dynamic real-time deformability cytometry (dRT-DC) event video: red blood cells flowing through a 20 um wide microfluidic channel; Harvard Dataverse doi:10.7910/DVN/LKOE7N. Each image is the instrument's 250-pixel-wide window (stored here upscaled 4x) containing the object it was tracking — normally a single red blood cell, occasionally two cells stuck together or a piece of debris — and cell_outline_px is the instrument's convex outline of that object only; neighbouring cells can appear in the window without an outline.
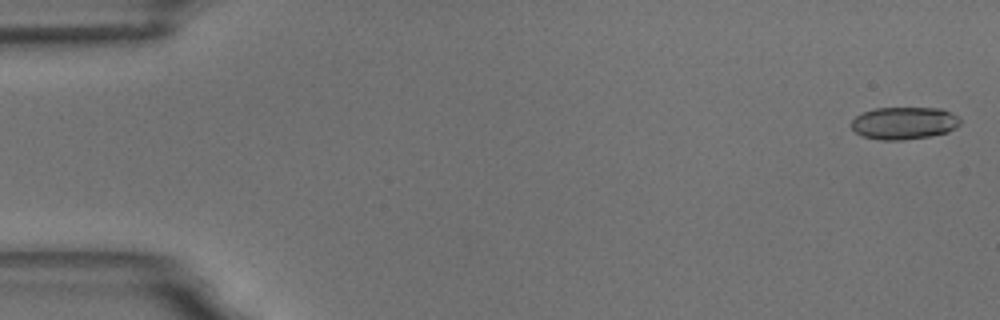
{"species": "common noctule bat (a hibernating species)", "species_latin": "Nyctalus noctula", "temperature_condition": "room temperature", "stored_images_in_passage": 58, "camera_frame_rate_fps": 3000, "um_per_image_px": 0.085, "animal": {"sex": "male", "body_mass_g": 18.8}, "frame": {"image": 1, "passage_image": 2, "time_ms": 0.333, "image_size_px": [1000, 320], "cell_outline_px": [[960, 124], [956, 128], [948, 132], [928, 136], [900, 140], [880, 140], [864, 136], [856, 132], [852, 128], [852, 120], [856, 116], [872, 108], [940, 108], [956, 116], [960, 120]], "centroid_in_image_um": [76.83, 10.46], "position_along_channel_um": 8.2, "area_um2": 20.35}}
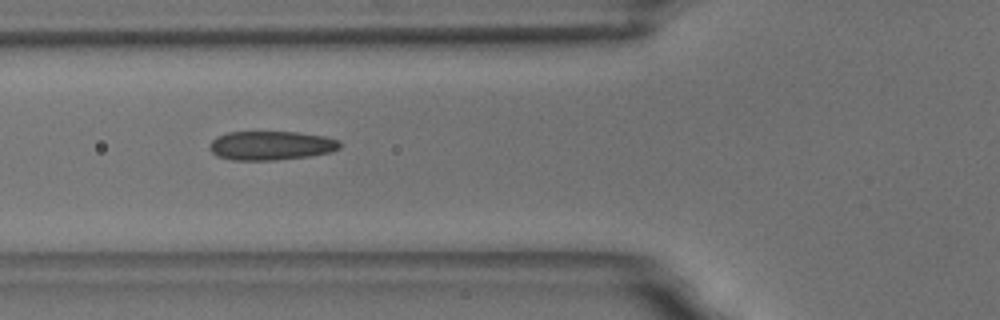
{"frame": {"image": 2, "passage_image": 22, "time_ms": 7.0, "image_size_px": [1000, 320], "cell_outline_px": [[340, 148], [332, 152], [308, 156], [276, 160], [232, 160], [216, 156], [208, 148], [208, 144], [216, 136], [228, 132], [296, 132], [324, 136], [340, 140]], "centroid_in_image_um": [23.01, 12.37], "position_along_channel_um": 102.8, "area_um2": 22.2}}
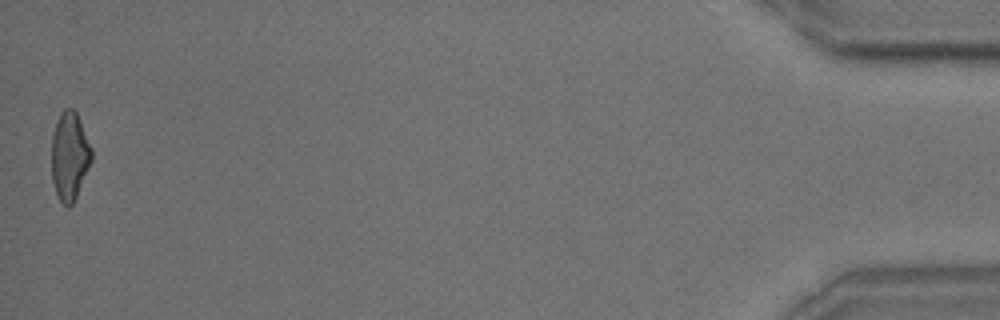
{"frame": {"image": 3, "passage_image": 58, "time_ms": 19.0, "image_size_px": [1000, 320], "cell_outline_px": [[92, 160], [76, 196], [72, 204], [68, 208], [60, 200], [56, 192], [52, 180], [52, 132], [56, 120], [60, 112], [64, 108], [72, 108], [76, 112], [92, 148]], "centroid_in_image_um": [5.91, 13.23], "position_along_channel_um": 429.3, "area_um2": 20.52}, "authors_computed_cell_mechanics": {"area_um2": 21.6172, "velocity_mm_per_s": 3.5026, "shape_relaxation_time_tau1_ms": 7.8923, "shape_relaxation_time_tau2_ms": 1.7166, "deformation_change_tau1": 0.1873, "deformation_change_tau2": 0.0923}}